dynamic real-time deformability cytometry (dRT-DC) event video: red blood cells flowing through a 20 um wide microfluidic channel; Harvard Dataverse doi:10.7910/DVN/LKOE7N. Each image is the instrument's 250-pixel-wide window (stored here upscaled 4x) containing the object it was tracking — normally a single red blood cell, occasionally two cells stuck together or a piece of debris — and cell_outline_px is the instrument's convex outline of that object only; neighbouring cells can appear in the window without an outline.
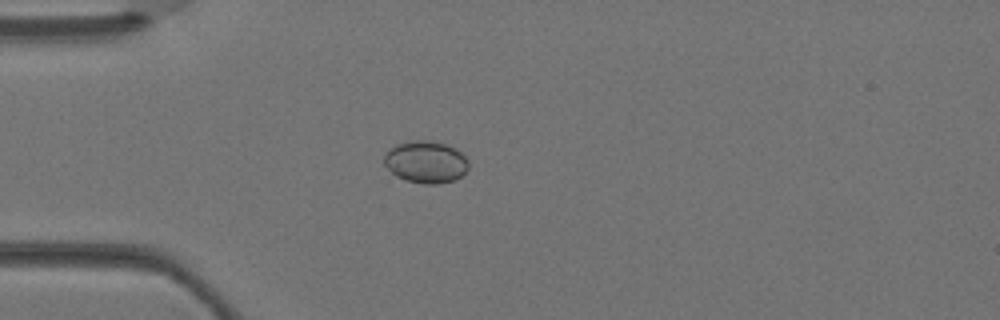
{"species": "Egyptian fruit bat (a non-hibernating species)", "species_latin": "Rousettus aegyptiacus", "temperature_condition": "warm", "stored_images_in_passage": 2, "camera_frame_rate_fps": 3000, "um_per_image_px": 0.085, "animal": {"sex": "female"}, "frame": {"image": 1, "passage_image": 2, "time_ms": 0.333, "image_size_px": [1000, 320], "cell_outline_px": [[468, 168], [460, 176], [452, 180], [436, 184], [424, 184], [404, 180], [396, 176], [384, 164], [384, 152], [388, 148], [396, 144], [416, 140], [432, 140], [448, 144], [456, 148], [468, 160]], "centroid_in_image_um": [36.16, 13.75], "position_along_channel_um": 48.8, "area_um2": 20.87}}